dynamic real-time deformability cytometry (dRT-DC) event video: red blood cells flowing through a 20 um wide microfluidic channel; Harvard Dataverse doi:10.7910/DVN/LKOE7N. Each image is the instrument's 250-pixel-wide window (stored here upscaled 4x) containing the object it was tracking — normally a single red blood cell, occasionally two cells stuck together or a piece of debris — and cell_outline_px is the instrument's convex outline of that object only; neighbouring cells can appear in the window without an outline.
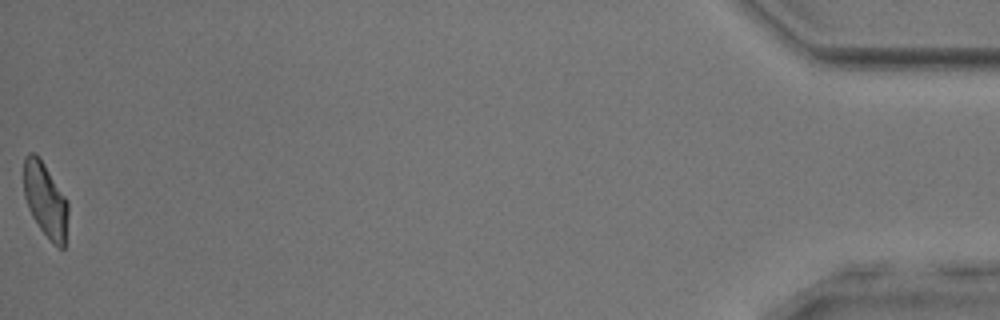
{"species": "common noctule bat (a hibernating species)", "species_latin": "Nyctalus noctula", "temperature_condition": "room temperature", "stored_images_in_passage": 48, "camera_frame_rate_fps": 3000, "um_per_image_px": 0.085, "animal": {"sex": "male", "body_mass_g": 17.9, "forearm_length_mm": 54.2}, "frame": {"image": 1, "passage_image": 48, "time_ms": 15.667, "image_size_px": [1000, 320], "cell_outline_px": [[68, 216], [64, 248], [60, 248], [52, 244], [40, 228], [32, 216], [28, 208], [24, 196], [24, 156], [28, 152], [36, 152], [68, 200]], "centroid_in_image_um": [3.86, 16.99], "position_along_channel_um": 431.3, "area_um2": 19.42}, "authors_computed_cell_mechanics": {"area_um2": 20.808, "velocity_mm_per_s": 3.9808, "shape_relaxation_time_tau1_ms": 3.9458, "shape_relaxation_time_tau2_ms": 2.0109, "deformation_change_tau1": 0.1748, "deformation_change_tau2": 0.1036}}